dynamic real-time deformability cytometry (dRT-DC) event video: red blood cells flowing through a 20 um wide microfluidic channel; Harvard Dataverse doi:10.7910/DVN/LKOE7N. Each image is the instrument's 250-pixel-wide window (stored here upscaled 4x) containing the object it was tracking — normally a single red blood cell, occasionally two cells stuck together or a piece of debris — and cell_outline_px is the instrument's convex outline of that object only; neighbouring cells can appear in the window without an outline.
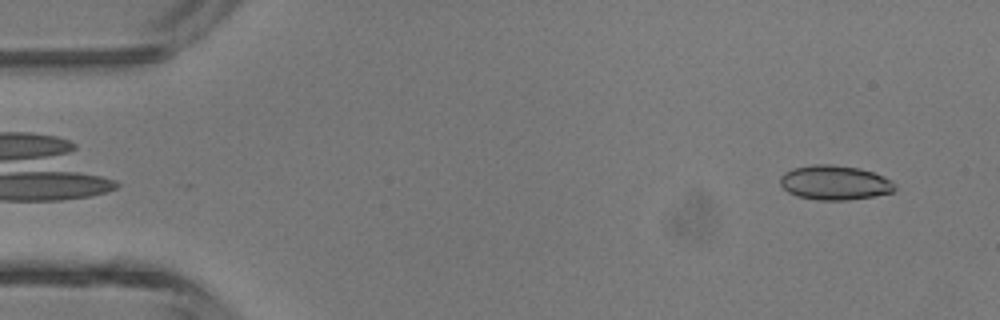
{"species": "common noctule bat (a hibernating species)", "species_latin": "Nyctalus noctula", "temperature_condition": "room temperature", "stored_images_in_passage": 4, "camera_frame_rate_fps": 3000, "um_per_image_px": 0.085, "animal": {"sex": "male", "body_mass_g": 13.3}, "frame": {"image": 1, "passage_image": 4, "time_ms": 3.667, "image_size_px": [1000, 320], "cell_outline_px": [[896, 188], [892, 192], [872, 196], [848, 200], [816, 200], [796, 196], [788, 192], [780, 184], [780, 176], [784, 172], [792, 168], [812, 164], [832, 164], [860, 168], [872, 172], [892, 180], [896, 184]], "centroid_in_image_um": [70.93, 15.52], "position_along_channel_um": 14.1, "area_um2": 23.24}}